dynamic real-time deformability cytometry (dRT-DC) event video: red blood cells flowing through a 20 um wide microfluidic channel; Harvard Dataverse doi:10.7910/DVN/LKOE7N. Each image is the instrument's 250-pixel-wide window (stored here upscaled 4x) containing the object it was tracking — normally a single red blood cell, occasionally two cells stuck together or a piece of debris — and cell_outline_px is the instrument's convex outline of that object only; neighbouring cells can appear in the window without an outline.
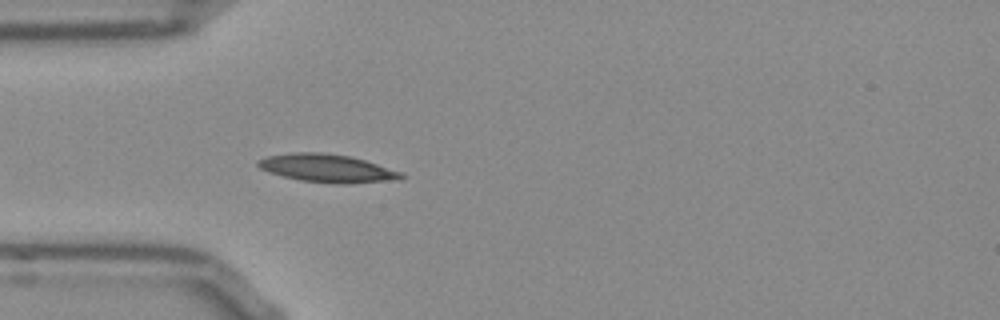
{"species": "Egyptian fruit bat (a non-hibernating species)", "species_latin": "Rousettus aegyptiacus", "temperature_condition": "room temperature", "stored_images_in_passage": 22, "camera_frame_rate_fps": 3000, "um_per_image_px": 0.085, "frame": {"image": 1, "passage_image": 1, "time_ms": 0.0, "image_size_px": [1000, 320], "cell_outline_px": [[404, 176], [400, 180], [352, 184], [332, 184], [300, 180], [268, 172], [260, 168], [256, 164], [256, 160], [268, 156], [292, 152], [320, 152], [348, 156], [364, 160], [404, 172]], "centroid_in_image_um": [27.84, 14.31], "position_along_channel_um": 57.2, "area_um2": 23.7}}
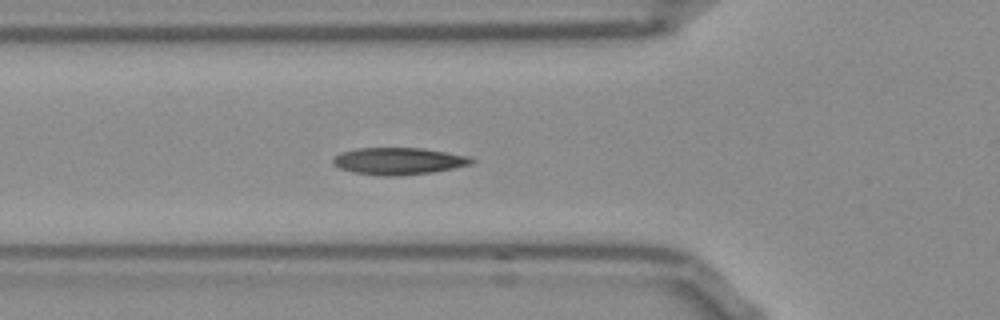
{"frame": {"image": 2, "passage_image": 4, "time_ms": 1.0, "image_size_px": [1000, 320], "cell_outline_px": [[476, 160], [472, 164], [432, 172], [396, 176], [380, 176], [352, 172], [340, 168], [332, 164], [332, 160], [340, 152], [356, 148], [424, 148], [468, 156]], "centroid_in_image_um": [33.85, 13.69], "position_along_channel_um": 91.9, "area_um2": 21.85}}
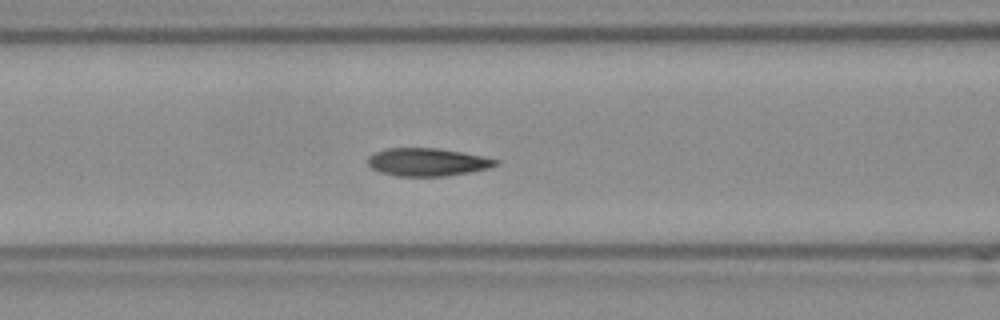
{"frame": {"image": 3, "passage_image": 7, "time_ms": 2.0, "image_size_px": [1000, 320], "cell_outline_px": [[500, 164], [488, 168], [448, 176], [396, 176], [380, 172], [372, 168], [368, 164], [368, 156], [376, 152], [388, 148], [436, 148], [460, 152], [500, 160]], "centroid_in_image_um": [36.32, 13.78], "position_along_channel_um": 130.3, "area_um2": 20.63}}